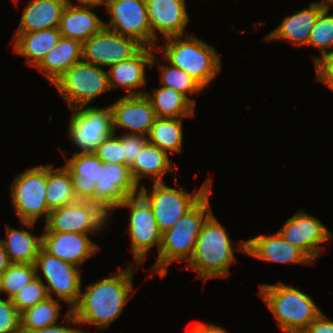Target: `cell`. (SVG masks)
<instances>
[{"mask_svg": "<svg viewBox=\"0 0 333 333\" xmlns=\"http://www.w3.org/2000/svg\"><path fill=\"white\" fill-rule=\"evenodd\" d=\"M210 193L211 191L171 229L162 234L159 254L150 274L158 272L161 278L166 277L167 266L170 263L190 261L201 228L212 214L209 204Z\"/></svg>", "mask_w": 333, "mask_h": 333, "instance_id": "2", "label": "cell"}, {"mask_svg": "<svg viewBox=\"0 0 333 333\" xmlns=\"http://www.w3.org/2000/svg\"><path fill=\"white\" fill-rule=\"evenodd\" d=\"M139 188L128 165L103 163L100 166L99 181L96 182L95 203L111 215L127 198L138 195Z\"/></svg>", "mask_w": 333, "mask_h": 333, "instance_id": "15", "label": "cell"}, {"mask_svg": "<svg viewBox=\"0 0 333 333\" xmlns=\"http://www.w3.org/2000/svg\"><path fill=\"white\" fill-rule=\"evenodd\" d=\"M48 297L46 285L39 273H37V277L22 287L19 292L13 296L11 301L21 314Z\"/></svg>", "mask_w": 333, "mask_h": 333, "instance_id": "37", "label": "cell"}, {"mask_svg": "<svg viewBox=\"0 0 333 333\" xmlns=\"http://www.w3.org/2000/svg\"><path fill=\"white\" fill-rule=\"evenodd\" d=\"M144 46L136 39L103 27L82 44V60L110 67L135 56Z\"/></svg>", "mask_w": 333, "mask_h": 333, "instance_id": "14", "label": "cell"}, {"mask_svg": "<svg viewBox=\"0 0 333 333\" xmlns=\"http://www.w3.org/2000/svg\"><path fill=\"white\" fill-rule=\"evenodd\" d=\"M322 2L324 4L325 8H328L331 10V7L333 6V0H323Z\"/></svg>", "mask_w": 333, "mask_h": 333, "instance_id": "47", "label": "cell"}, {"mask_svg": "<svg viewBox=\"0 0 333 333\" xmlns=\"http://www.w3.org/2000/svg\"><path fill=\"white\" fill-rule=\"evenodd\" d=\"M316 80L322 82L333 91V52L321 57L315 63Z\"/></svg>", "mask_w": 333, "mask_h": 333, "instance_id": "41", "label": "cell"}, {"mask_svg": "<svg viewBox=\"0 0 333 333\" xmlns=\"http://www.w3.org/2000/svg\"><path fill=\"white\" fill-rule=\"evenodd\" d=\"M11 187L12 206L23 226L33 228L39 217L48 219L46 203L47 165L33 166L19 173Z\"/></svg>", "mask_w": 333, "mask_h": 333, "instance_id": "7", "label": "cell"}, {"mask_svg": "<svg viewBox=\"0 0 333 333\" xmlns=\"http://www.w3.org/2000/svg\"><path fill=\"white\" fill-rule=\"evenodd\" d=\"M134 268L131 264L115 275L87 285L85 292H81L77 305L66 311V323H73L80 328L83 324H91L98 330L109 327L119 318L127 300L134 295Z\"/></svg>", "mask_w": 333, "mask_h": 333, "instance_id": "1", "label": "cell"}, {"mask_svg": "<svg viewBox=\"0 0 333 333\" xmlns=\"http://www.w3.org/2000/svg\"><path fill=\"white\" fill-rule=\"evenodd\" d=\"M109 218L98 204L77 200L50 211L43 232L96 234L106 227Z\"/></svg>", "mask_w": 333, "mask_h": 333, "instance_id": "10", "label": "cell"}, {"mask_svg": "<svg viewBox=\"0 0 333 333\" xmlns=\"http://www.w3.org/2000/svg\"><path fill=\"white\" fill-rule=\"evenodd\" d=\"M279 233L288 243L300 249L314 264L324 251L320 244L333 237L318 218L302 210L286 220Z\"/></svg>", "mask_w": 333, "mask_h": 333, "instance_id": "16", "label": "cell"}, {"mask_svg": "<svg viewBox=\"0 0 333 333\" xmlns=\"http://www.w3.org/2000/svg\"><path fill=\"white\" fill-rule=\"evenodd\" d=\"M37 277L35 264L11 263L1 274L2 292L8 295V299Z\"/></svg>", "mask_w": 333, "mask_h": 333, "instance_id": "35", "label": "cell"}, {"mask_svg": "<svg viewBox=\"0 0 333 333\" xmlns=\"http://www.w3.org/2000/svg\"><path fill=\"white\" fill-rule=\"evenodd\" d=\"M158 118H188L195 115V105L181 92L162 86L153 94L145 93Z\"/></svg>", "mask_w": 333, "mask_h": 333, "instance_id": "29", "label": "cell"}, {"mask_svg": "<svg viewBox=\"0 0 333 333\" xmlns=\"http://www.w3.org/2000/svg\"><path fill=\"white\" fill-rule=\"evenodd\" d=\"M0 333H21L20 313L8 298H0Z\"/></svg>", "mask_w": 333, "mask_h": 333, "instance_id": "39", "label": "cell"}, {"mask_svg": "<svg viewBox=\"0 0 333 333\" xmlns=\"http://www.w3.org/2000/svg\"><path fill=\"white\" fill-rule=\"evenodd\" d=\"M89 236L92 234L43 232L42 247L55 257L79 267L100 249Z\"/></svg>", "mask_w": 333, "mask_h": 333, "instance_id": "20", "label": "cell"}, {"mask_svg": "<svg viewBox=\"0 0 333 333\" xmlns=\"http://www.w3.org/2000/svg\"><path fill=\"white\" fill-rule=\"evenodd\" d=\"M158 64L160 71V82L162 86L175 89L176 91L184 94L194 105L196 101L187 96V94H198L204 87L186 71L181 70L168 63V65L161 64L157 56H153L151 67ZM160 64V65H159Z\"/></svg>", "mask_w": 333, "mask_h": 333, "instance_id": "34", "label": "cell"}, {"mask_svg": "<svg viewBox=\"0 0 333 333\" xmlns=\"http://www.w3.org/2000/svg\"><path fill=\"white\" fill-rule=\"evenodd\" d=\"M183 118H156L149 132L148 142L162 151L180 153L183 144Z\"/></svg>", "mask_w": 333, "mask_h": 333, "instance_id": "32", "label": "cell"}, {"mask_svg": "<svg viewBox=\"0 0 333 333\" xmlns=\"http://www.w3.org/2000/svg\"><path fill=\"white\" fill-rule=\"evenodd\" d=\"M301 333H333V321L321 313Z\"/></svg>", "mask_w": 333, "mask_h": 333, "instance_id": "42", "label": "cell"}, {"mask_svg": "<svg viewBox=\"0 0 333 333\" xmlns=\"http://www.w3.org/2000/svg\"><path fill=\"white\" fill-rule=\"evenodd\" d=\"M35 267L39 270L47 282L46 289L48 296L52 293L57 296V300H64L72 310L78 303L81 294V273L82 270L72 263L63 261L48 253L41 247Z\"/></svg>", "mask_w": 333, "mask_h": 333, "instance_id": "11", "label": "cell"}, {"mask_svg": "<svg viewBox=\"0 0 333 333\" xmlns=\"http://www.w3.org/2000/svg\"><path fill=\"white\" fill-rule=\"evenodd\" d=\"M232 241L213 213L204 222L196 241L194 254L186 267L206 281L214 277H226L235 262Z\"/></svg>", "mask_w": 333, "mask_h": 333, "instance_id": "3", "label": "cell"}, {"mask_svg": "<svg viewBox=\"0 0 333 333\" xmlns=\"http://www.w3.org/2000/svg\"><path fill=\"white\" fill-rule=\"evenodd\" d=\"M109 106L114 133H117V127H123L130 131L127 134L148 136L157 118L150 100L145 95H124Z\"/></svg>", "mask_w": 333, "mask_h": 333, "instance_id": "17", "label": "cell"}, {"mask_svg": "<svg viewBox=\"0 0 333 333\" xmlns=\"http://www.w3.org/2000/svg\"><path fill=\"white\" fill-rule=\"evenodd\" d=\"M154 50L157 52L156 48L143 47L132 58L110 66L107 70L110 89L123 87L127 96L145 95V90L136 89H141L146 84L145 66L151 67Z\"/></svg>", "mask_w": 333, "mask_h": 333, "instance_id": "21", "label": "cell"}, {"mask_svg": "<svg viewBox=\"0 0 333 333\" xmlns=\"http://www.w3.org/2000/svg\"><path fill=\"white\" fill-rule=\"evenodd\" d=\"M77 201L68 169L47 165L46 203L50 211Z\"/></svg>", "mask_w": 333, "mask_h": 333, "instance_id": "31", "label": "cell"}, {"mask_svg": "<svg viewBox=\"0 0 333 333\" xmlns=\"http://www.w3.org/2000/svg\"><path fill=\"white\" fill-rule=\"evenodd\" d=\"M70 110L68 132L73 145L80 150L78 153H94L103 140L114 133L110 106H83Z\"/></svg>", "mask_w": 333, "mask_h": 333, "instance_id": "9", "label": "cell"}, {"mask_svg": "<svg viewBox=\"0 0 333 333\" xmlns=\"http://www.w3.org/2000/svg\"><path fill=\"white\" fill-rule=\"evenodd\" d=\"M95 7L68 3L58 26L61 37L77 40L83 44L98 33L104 27V22L92 11Z\"/></svg>", "mask_w": 333, "mask_h": 333, "instance_id": "24", "label": "cell"}, {"mask_svg": "<svg viewBox=\"0 0 333 333\" xmlns=\"http://www.w3.org/2000/svg\"><path fill=\"white\" fill-rule=\"evenodd\" d=\"M130 208L128 222L131 251L137 267L142 266L145 256L155 245L158 251L161 246L162 233L150 205L138 194L127 198L118 208Z\"/></svg>", "mask_w": 333, "mask_h": 333, "instance_id": "13", "label": "cell"}, {"mask_svg": "<svg viewBox=\"0 0 333 333\" xmlns=\"http://www.w3.org/2000/svg\"><path fill=\"white\" fill-rule=\"evenodd\" d=\"M11 263L35 264L42 247V235L34 236L31 232L17 230L6 225V239H1Z\"/></svg>", "mask_w": 333, "mask_h": 333, "instance_id": "30", "label": "cell"}, {"mask_svg": "<svg viewBox=\"0 0 333 333\" xmlns=\"http://www.w3.org/2000/svg\"><path fill=\"white\" fill-rule=\"evenodd\" d=\"M82 60V43L61 37L37 66V70L54 84L67 70Z\"/></svg>", "mask_w": 333, "mask_h": 333, "instance_id": "26", "label": "cell"}, {"mask_svg": "<svg viewBox=\"0 0 333 333\" xmlns=\"http://www.w3.org/2000/svg\"><path fill=\"white\" fill-rule=\"evenodd\" d=\"M191 333H229L220 326H216L209 323H200L194 325L190 330Z\"/></svg>", "mask_w": 333, "mask_h": 333, "instance_id": "44", "label": "cell"}, {"mask_svg": "<svg viewBox=\"0 0 333 333\" xmlns=\"http://www.w3.org/2000/svg\"><path fill=\"white\" fill-rule=\"evenodd\" d=\"M325 8L322 0L311 2L308 8L288 15L283 22L264 38L267 42L271 40H287L298 46H308L311 30L314 28L316 19Z\"/></svg>", "mask_w": 333, "mask_h": 333, "instance_id": "22", "label": "cell"}, {"mask_svg": "<svg viewBox=\"0 0 333 333\" xmlns=\"http://www.w3.org/2000/svg\"><path fill=\"white\" fill-rule=\"evenodd\" d=\"M14 51L26 57L28 65L37 67L61 38L58 27L29 33H15Z\"/></svg>", "mask_w": 333, "mask_h": 333, "instance_id": "27", "label": "cell"}, {"mask_svg": "<svg viewBox=\"0 0 333 333\" xmlns=\"http://www.w3.org/2000/svg\"><path fill=\"white\" fill-rule=\"evenodd\" d=\"M64 157L76 199L95 203V187L103 162L94 153H74L71 158Z\"/></svg>", "mask_w": 333, "mask_h": 333, "instance_id": "23", "label": "cell"}, {"mask_svg": "<svg viewBox=\"0 0 333 333\" xmlns=\"http://www.w3.org/2000/svg\"><path fill=\"white\" fill-rule=\"evenodd\" d=\"M106 11L111 18L106 29L136 39L144 47L156 48L145 0H108Z\"/></svg>", "mask_w": 333, "mask_h": 333, "instance_id": "12", "label": "cell"}, {"mask_svg": "<svg viewBox=\"0 0 333 333\" xmlns=\"http://www.w3.org/2000/svg\"><path fill=\"white\" fill-rule=\"evenodd\" d=\"M236 250L268 262L314 264L300 249L288 243L279 231L271 236L259 235L247 241H240Z\"/></svg>", "mask_w": 333, "mask_h": 333, "instance_id": "18", "label": "cell"}, {"mask_svg": "<svg viewBox=\"0 0 333 333\" xmlns=\"http://www.w3.org/2000/svg\"><path fill=\"white\" fill-rule=\"evenodd\" d=\"M53 85L70 109L86 106L111 90L108 71L83 60L67 70Z\"/></svg>", "mask_w": 333, "mask_h": 333, "instance_id": "8", "label": "cell"}, {"mask_svg": "<svg viewBox=\"0 0 333 333\" xmlns=\"http://www.w3.org/2000/svg\"><path fill=\"white\" fill-rule=\"evenodd\" d=\"M67 4L68 0H30L23 9L19 27L15 33H29L58 27Z\"/></svg>", "mask_w": 333, "mask_h": 333, "instance_id": "25", "label": "cell"}, {"mask_svg": "<svg viewBox=\"0 0 333 333\" xmlns=\"http://www.w3.org/2000/svg\"><path fill=\"white\" fill-rule=\"evenodd\" d=\"M152 188V192L149 194V190L142 184L139 195L150 205L159 231L163 234L211 191L212 179L205 180L198 191L193 190L191 193L183 186L181 189H175L164 182L153 183Z\"/></svg>", "mask_w": 333, "mask_h": 333, "instance_id": "6", "label": "cell"}, {"mask_svg": "<svg viewBox=\"0 0 333 333\" xmlns=\"http://www.w3.org/2000/svg\"><path fill=\"white\" fill-rule=\"evenodd\" d=\"M145 3L152 36L156 40V31L163 39L184 36V29L190 20L186 0H145Z\"/></svg>", "mask_w": 333, "mask_h": 333, "instance_id": "19", "label": "cell"}, {"mask_svg": "<svg viewBox=\"0 0 333 333\" xmlns=\"http://www.w3.org/2000/svg\"><path fill=\"white\" fill-rule=\"evenodd\" d=\"M11 262L9 261L6 250L4 249L3 243L0 239V274L9 267Z\"/></svg>", "mask_w": 333, "mask_h": 333, "instance_id": "45", "label": "cell"}, {"mask_svg": "<svg viewBox=\"0 0 333 333\" xmlns=\"http://www.w3.org/2000/svg\"><path fill=\"white\" fill-rule=\"evenodd\" d=\"M3 294L2 293V285H1V274H0V295Z\"/></svg>", "mask_w": 333, "mask_h": 333, "instance_id": "48", "label": "cell"}, {"mask_svg": "<svg viewBox=\"0 0 333 333\" xmlns=\"http://www.w3.org/2000/svg\"><path fill=\"white\" fill-rule=\"evenodd\" d=\"M118 133H113L111 136L105 138L103 142L94 151V154L103 163H118L125 164V157L123 156V146L121 144V136Z\"/></svg>", "mask_w": 333, "mask_h": 333, "instance_id": "38", "label": "cell"}, {"mask_svg": "<svg viewBox=\"0 0 333 333\" xmlns=\"http://www.w3.org/2000/svg\"><path fill=\"white\" fill-rule=\"evenodd\" d=\"M21 333H90L89 331H81L76 328H69L68 325L62 326L61 324L54 325L51 327H46L38 330L31 331H21Z\"/></svg>", "mask_w": 333, "mask_h": 333, "instance_id": "43", "label": "cell"}, {"mask_svg": "<svg viewBox=\"0 0 333 333\" xmlns=\"http://www.w3.org/2000/svg\"><path fill=\"white\" fill-rule=\"evenodd\" d=\"M329 12L328 8L320 12L309 36L308 46L316 47L322 53L320 57H313L314 64L324 55L333 52V14Z\"/></svg>", "mask_w": 333, "mask_h": 333, "instance_id": "36", "label": "cell"}, {"mask_svg": "<svg viewBox=\"0 0 333 333\" xmlns=\"http://www.w3.org/2000/svg\"><path fill=\"white\" fill-rule=\"evenodd\" d=\"M176 168L172 165L169 154L147 142L130 166V172L139 187V182L144 177H151L153 183H158L164 182L162 177L169 171H175L174 175L177 176Z\"/></svg>", "mask_w": 333, "mask_h": 333, "instance_id": "28", "label": "cell"}, {"mask_svg": "<svg viewBox=\"0 0 333 333\" xmlns=\"http://www.w3.org/2000/svg\"><path fill=\"white\" fill-rule=\"evenodd\" d=\"M61 304L48 297L20 314L21 331L38 330L57 324Z\"/></svg>", "mask_w": 333, "mask_h": 333, "instance_id": "33", "label": "cell"}, {"mask_svg": "<svg viewBox=\"0 0 333 333\" xmlns=\"http://www.w3.org/2000/svg\"><path fill=\"white\" fill-rule=\"evenodd\" d=\"M165 38L164 45H159L162 58L171 65L186 71L204 88L218 75L221 70V59L210 44L194 35Z\"/></svg>", "mask_w": 333, "mask_h": 333, "instance_id": "5", "label": "cell"}, {"mask_svg": "<svg viewBox=\"0 0 333 333\" xmlns=\"http://www.w3.org/2000/svg\"><path fill=\"white\" fill-rule=\"evenodd\" d=\"M78 4L75 5H86V6H99V5H105L107 4L108 0H75ZM68 3H70V0H68Z\"/></svg>", "mask_w": 333, "mask_h": 333, "instance_id": "46", "label": "cell"}, {"mask_svg": "<svg viewBox=\"0 0 333 333\" xmlns=\"http://www.w3.org/2000/svg\"><path fill=\"white\" fill-rule=\"evenodd\" d=\"M259 293L285 333H301L322 313L310 296L282 282L260 285Z\"/></svg>", "mask_w": 333, "mask_h": 333, "instance_id": "4", "label": "cell"}, {"mask_svg": "<svg viewBox=\"0 0 333 333\" xmlns=\"http://www.w3.org/2000/svg\"><path fill=\"white\" fill-rule=\"evenodd\" d=\"M148 142V137L139 134H121V144L123 146V156L125 165L129 167L134 163L142 148Z\"/></svg>", "mask_w": 333, "mask_h": 333, "instance_id": "40", "label": "cell"}]
</instances>
